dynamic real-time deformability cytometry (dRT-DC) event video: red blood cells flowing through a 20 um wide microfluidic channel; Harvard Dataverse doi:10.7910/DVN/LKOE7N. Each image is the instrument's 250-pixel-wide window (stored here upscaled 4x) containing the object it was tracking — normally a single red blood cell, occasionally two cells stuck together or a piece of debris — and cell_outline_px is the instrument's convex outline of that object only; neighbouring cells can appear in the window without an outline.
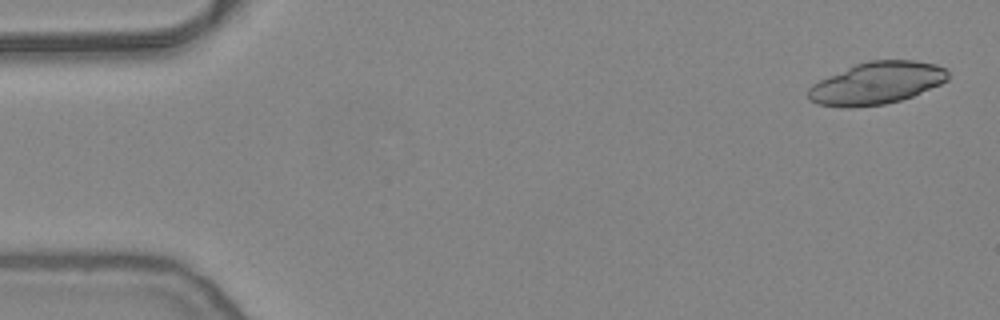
{"species": "common noctule bat (a hibernating species)", "species_latin": "Nyctalus noctula", "temperature_condition": "warm", "stored_images_in_passage": 14, "camera_frame_rate_fps": 3000, "um_per_image_px": 0.085, "animal": {"sex": "female", "body_mass_g": 24.6, "forearm_length_mm": 56.2}, "frame": {"image": 1, "passage_image": 2, "time_ms": 0.333, "image_size_px": [1000, 320], "cell_outline_px": [[948, 80], [940, 84], [912, 96], [900, 100], [884, 104], [852, 108], [840, 108], [816, 104], [808, 96], [808, 88], [812, 84], [828, 76], [856, 64], [868, 60], [916, 60], [936, 64], [948, 68]], "centroid_in_image_um": [74.52, 7.07], "position_along_channel_um": 10.5, "area_um2": 34.51}}